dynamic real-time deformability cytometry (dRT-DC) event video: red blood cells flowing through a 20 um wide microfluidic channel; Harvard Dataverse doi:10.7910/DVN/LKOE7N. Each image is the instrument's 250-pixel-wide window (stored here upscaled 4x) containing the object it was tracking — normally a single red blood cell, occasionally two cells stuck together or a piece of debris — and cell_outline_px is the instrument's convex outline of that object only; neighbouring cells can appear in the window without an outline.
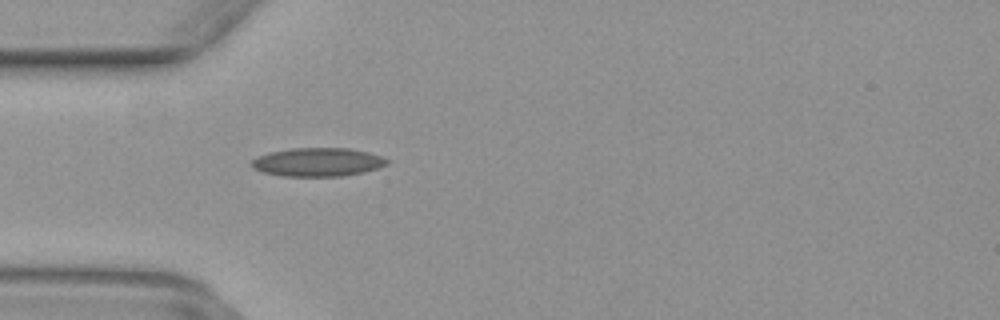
{"species": "common noctule bat (a hibernating species)", "species_latin": "Nyctalus noctula", "temperature_condition": "warm", "stored_images_in_passage": 37, "camera_frame_rate_fps": 3000, "um_per_image_px": 0.085, "animal": {"sex": "female", "body_mass_g": 29.2, "forearm_length_mm": 56.3}, "frame": {"image": 1, "passage_image": 2, "time_ms": 0.333, "image_size_px": [1000, 320], "cell_outline_px": [[388, 164], [364, 172], [340, 176], [284, 176], [264, 172], [252, 168], [252, 160], [256, 156], [268, 152], [292, 148], [348, 148], [368, 152], [380, 156], [388, 160]], "centroid_in_image_um": [26.98, 13.77], "position_along_channel_um": 58.0, "area_um2": 22.43}}
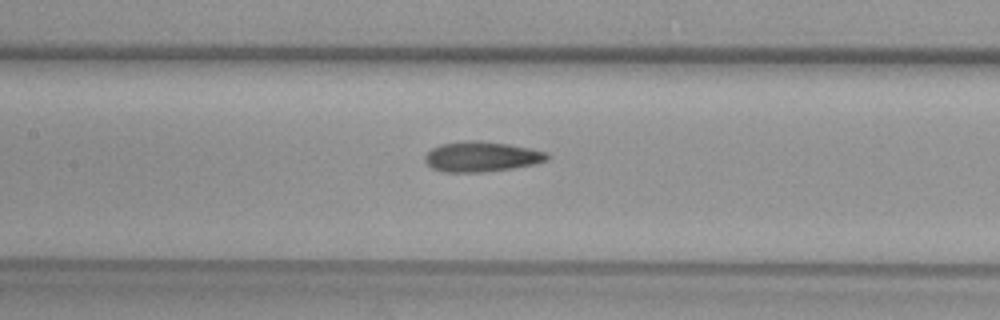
{"frame": {"image": 2, "passage_image": 10, "time_ms": 3.0, "image_size_px": [1000, 320], "cell_outline_px": [[552, 156], [548, 160], [536, 164], [512, 168], [484, 172], [440, 172], [432, 168], [424, 160], [424, 156], [432, 148], [440, 144], [464, 140], [480, 140], [508, 144], [532, 148], [548, 152]], "centroid_in_image_um": [40.96, 13.31], "position_along_channel_um": 166.4, "area_um2": 21.91}}
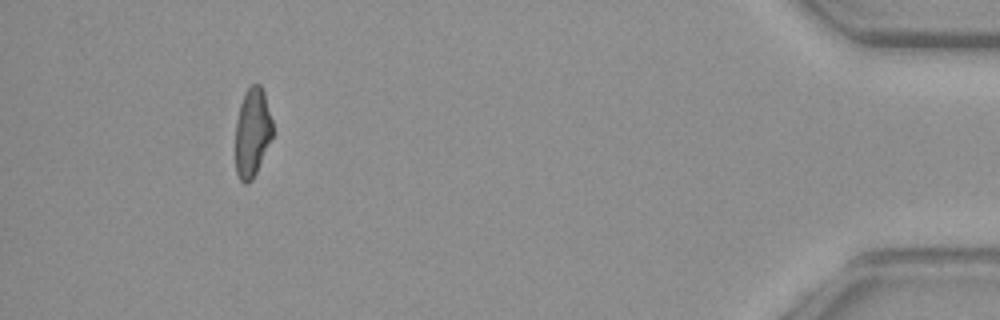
{"frame": {"image": 3, "passage_image": 33, "time_ms": 10.667, "image_size_px": [1000, 320], "cell_outline_px": [[272, 136], [256, 172], [252, 180], [248, 184], [244, 184], [240, 180], [236, 172], [236, 120], [240, 104], [244, 92], [252, 84], [260, 84], [264, 92], [272, 120]], "centroid_in_image_um": [21.43, 11.25], "position_along_channel_um": 413.8, "area_um2": 19.13}}